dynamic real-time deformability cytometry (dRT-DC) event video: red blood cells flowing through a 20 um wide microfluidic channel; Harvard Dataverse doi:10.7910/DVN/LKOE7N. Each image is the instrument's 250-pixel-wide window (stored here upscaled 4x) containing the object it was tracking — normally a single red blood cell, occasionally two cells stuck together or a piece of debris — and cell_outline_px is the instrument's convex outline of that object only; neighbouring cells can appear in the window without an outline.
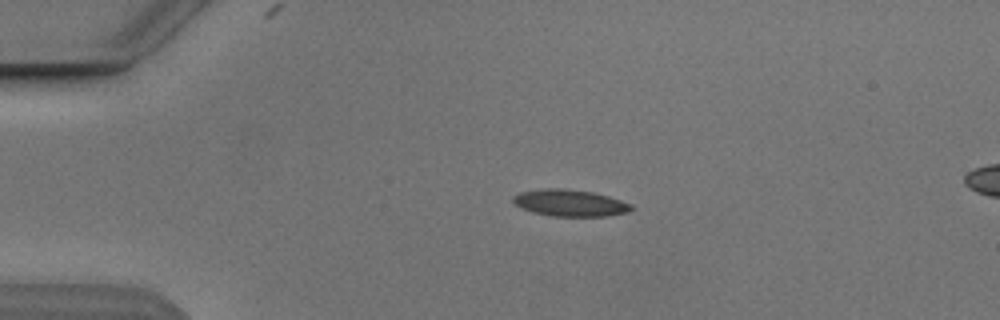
{"species": "Egyptian fruit bat (a non-hibernating species)", "species_latin": "Rousettus aegyptiacus", "temperature_condition": "cold", "stored_images_in_passage": 3, "camera_frame_rate_fps": 3000, "um_per_image_px": 0.085, "animal": {"sex": "male"}, "frame": {"image": 1, "passage_image": 1, "time_ms": 0.0, "image_size_px": [1000, 320], "cell_outline_px": [[636, 208], [628, 212], [608, 216], [552, 216], [532, 212], [516, 204], [512, 200], [512, 196], [520, 192], [548, 188], [560, 188], [592, 192], [608, 196], [632, 204]], "centroid_in_image_um": [48.49, 17.25], "position_along_channel_um": 36.5, "area_um2": 18.32}}